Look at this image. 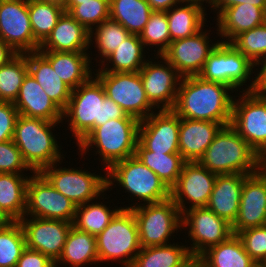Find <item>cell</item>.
<instances>
[{"label": "cell", "mask_w": 266, "mask_h": 267, "mask_svg": "<svg viewBox=\"0 0 266 267\" xmlns=\"http://www.w3.org/2000/svg\"><path fill=\"white\" fill-rule=\"evenodd\" d=\"M234 92L229 86L197 76L182 77L172 109L180 118L231 123ZM230 93V94H229Z\"/></svg>", "instance_id": "1"}, {"label": "cell", "mask_w": 266, "mask_h": 267, "mask_svg": "<svg viewBox=\"0 0 266 267\" xmlns=\"http://www.w3.org/2000/svg\"><path fill=\"white\" fill-rule=\"evenodd\" d=\"M78 145L95 127L110 119L134 118L106 96L100 80L92 75L85 83L71 92L67 107L63 110V120Z\"/></svg>", "instance_id": "2"}, {"label": "cell", "mask_w": 266, "mask_h": 267, "mask_svg": "<svg viewBox=\"0 0 266 267\" xmlns=\"http://www.w3.org/2000/svg\"><path fill=\"white\" fill-rule=\"evenodd\" d=\"M198 163L216 174L251 175L263 167V159L230 124L220 129Z\"/></svg>", "instance_id": "3"}, {"label": "cell", "mask_w": 266, "mask_h": 267, "mask_svg": "<svg viewBox=\"0 0 266 267\" xmlns=\"http://www.w3.org/2000/svg\"><path fill=\"white\" fill-rule=\"evenodd\" d=\"M139 124L136 118H120L93 128L77 145L80 156L96 147L94 152L99 154L103 163L100 170L104 168L106 173L114 163L135 155Z\"/></svg>", "instance_id": "4"}, {"label": "cell", "mask_w": 266, "mask_h": 267, "mask_svg": "<svg viewBox=\"0 0 266 267\" xmlns=\"http://www.w3.org/2000/svg\"><path fill=\"white\" fill-rule=\"evenodd\" d=\"M63 122H50L41 118L19 115L12 140L19 148L24 162L39 173L45 167L62 162L65 157L52 130ZM62 153V154H61ZM63 158V159H62Z\"/></svg>", "instance_id": "5"}, {"label": "cell", "mask_w": 266, "mask_h": 267, "mask_svg": "<svg viewBox=\"0 0 266 267\" xmlns=\"http://www.w3.org/2000/svg\"><path fill=\"white\" fill-rule=\"evenodd\" d=\"M107 190L120 186L128 192L129 197H135L138 202L125 206L131 209L137 205L158 203L170 198V189L150 168L144 165L135 155L114 163L107 170ZM116 182V184H114ZM141 200V201H139ZM135 204V205H134Z\"/></svg>", "instance_id": "6"}, {"label": "cell", "mask_w": 266, "mask_h": 267, "mask_svg": "<svg viewBox=\"0 0 266 267\" xmlns=\"http://www.w3.org/2000/svg\"><path fill=\"white\" fill-rule=\"evenodd\" d=\"M99 262L117 261L131 267L141 250L138 226L131 209H121L96 236Z\"/></svg>", "instance_id": "7"}, {"label": "cell", "mask_w": 266, "mask_h": 267, "mask_svg": "<svg viewBox=\"0 0 266 267\" xmlns=\"http://www.w3.org/2000/svg\"><path fill=\"white\" fill-rule=\"evenodd\" d=\"M258 70L255 65L238 51L231 43L219 42L209 54L198 76L210 82H217L229 86L234 92L253 91L255 77L251 78L253 71ZM253 81H252V80ZM252 82L249 85L244 84ZM250 80V81H249ZM240 87V88H239Z\"/></svg>", "instance_id": "8"}, {"label": "cell", "mask_w": 266, "mask_h": 267, "mask_svg": "<svg viewBox=\"0 0 266 267\" xmlns=\"http://www.w3.org/2000/svg\"><path fill=\"white\" fill-rule=\"evenodd\" d=\"M131 210L137 222L141 248L170 244L172 234L178 233V229L184 230L182 214L171 198L137 205Z\"/></svg>", "instance_id": "9"}, {"label": "cell", "mask_w": 266, "mask_h": 267, "mask_svg": "<svg viewBox=\"0 0 266 267\" xmlns=\"http://www.w3.org/2000/svg\"><path fill=\"white\" fill-rule=\"evenodd\" d=\"M233 100L230 125L264 159L266 157V96L239 92Z\"/></svg>", "instance_id": "10"}, {"label": "cell", "mask_w": 266, "mask_h": 267, "mask_svg": "<svg viewBox=\"0 0 266 267\" xmlns=\"http://www.w3.org/2000/svg\"><path fill=\"white\" fill-rule=\"evenodd\" d=\"M58 163L61 164L54 163L39 173L77 206L96 198L100 200V196L104 197V192L107 191V175H98L82 168H61Z\"/></svg>", "instance_id": "11"}, {"label": "cell", "mask_w": 266, "mask_h": 267, "mask_svg": "<svg viewBox=\"0 0 266 267\" xmlns=\"http://www.w3.org/2000/svg\"><path fill=\"white\" fill-rule=\"evenodd\" d=\"M93 75L102 83L106 96L127 115L142 121L157 111L147 99L139 72H96Z\"/></svg>", "instance_id": "12"}, {"label": "cell", "mask_w": 266, "mask_h": 267, "mask_svg": "<svg viewBox=\"0 0 266 267\" xmlns=\"http://www.w3.org/2000/svg\"><path fill=\"white\" fill-rule=\"evenodd\" d=\"M76 208L74 202L56 190L40 173H32L26 187L24 216L73 223Z\"/></svg>", "instance_id": "13"}, {"label": "cell", "mask_w": 266, "mask_h": 267, "mask_svg": "<svg viewBox=\"0 0 266 267\" xmlns=\"http://www.w3.org/2000/svg\"><path fill=\"white\" fill-rule=\"evenodd\" d=\"M181 225L189 227L187 245L192 257L197 260L210 247L227 240L232 234V225L206 207L191 208L182 213Z\"/></svg>", "instance_id": "14"}, {"label": "cell", "mask_w": 266, "mask_h": 267, "mask_svg": "<svg viewBox=\"0 0 266 267\" xmlns=\"http://www.w3.org/2000/svg\"><path fill=\"white\" fill-rule=\"evenodd\" d=\"M158 58L163 61L154 62ZM154 59L147 60L139 70L147 99L157 111L172 110L182 76L164 57Z\"/></svg>", "instance_id": "15"}, {"label": "cell", "mask_w": 266, "mask_h": 267, "mask_svg": "<svg viewBox=\"0 0 266 267\" xmlns=\"http://www.w3.org/2000/svg\"><path fill=\"white\" fill-rule=\"evenodd\" d=\"M0 39L17 54L38 51L28 12V0H0Z\"/></svg>", "instance_id": "16"}, {"label": "cell", "mask_w": 266, "mask_h": 267, "mask_svg": "<svg viewBox=\"0 0 266 267\" xmlns=\"http://www.w3.org/2000/svg\"><path fill=\"white\" fill-rule=\"evenodd\" d=\"M216 177V173L210 172L198 162L184 164L177 183L170 189V198L181 214L191 208L206 207ZM187 204L189 206H185Z\"/></svg>", "instance_id": "17"}, {"label": "cell", "mask_w": 266, "mask_h": 267, "mask_svg": "<svg viewBox=\"0 0 266 267\" xmlns=\"http://www.w3.org/2000/svg\"><path fill=\"white\" fill-rule=\"evenodd\" d=\"M204 27L190 37L173 40L167 50L161 55L182 77L197 76L209 54L218 45L220 40L209 43V32Z\"/></svg>", "instance_id": "18"}, {"label": "cell", "mask_w": 266, "mask_h": 267, "mask_svg": "<svg viewBox=\"0 0 266 267\" xmlns=\"http://www.w3.org/2000/svg\"><path fill=\"white\" fill-rule=\"evenodd\" d=\"M29 218V219H28ZM26 247L47 255L56 262L62 254L64 244L73 223L62 220L24 216L19 220Z\"/></svg>", "instance_id": "19"}, {"label": "cell", "mask_w": 266, "mask_h": 267, "mask_svg": "<svg viewBox=\"0 0 266 267\" xmlns=\"http://www.w3.org/2000/svg\"><path fill=\"white\" fill-rule=\"evenodd\" d=\"M180 117L173 110H160L140 121L138 142L148 151L179 153Z\"/></svg>", "instance_id": "20"}, {"label": "cell", "mask_w": 266, "mask_h": 267, "mask_svg": "<svg viewBox=\"0 0 266 267\" xmlns=\"http://www.w3.org/2000/svg\"><path fill=\"white\" fill-rule=\"evenodd\" d=\"M266 225V168L244 179L238 216L232 225L233 234Z\"/></svg>", "instance_id": "21"}, {"label": "cell", "mask_w": 266, "mask_h": 267, "mask_svg": "<svg viewBox=\"0 0 266 267\" xmlns=\"http://www.w3.org/2000/svg\"><path fill=\"white\" fill-rule=\"evenodd\" d=\"M13 104L19 115L41 118L50 122H63V110L48 97L29 73L24 77Z\"/></svg>", "instance_id": "22"}, {"label": "cell", "mask_w": 266, "mask_h": 267, "mask_svg": "<svg viewBox=\"0 0 266 267\" xmlns=\"http://www.w3.org/2000/svg\"><path fill=\"white\" fill-rule=\"evenodd\" d=\"M224 125L213 121L180 118L179 153L186 162H198Z\"/></svg>", "instance_id": "23"}, {"label": "cell", "mask_w": 266, "mask_h": 267, "mask_svg": "<svg viewBox=\"0 0 266 267\" xmlns=\"http://www.w3.org/2000/svg\"><path fill=\"white\" fill-rule=\"evenodd\" d=\"M246 174H217L206 208L233 225L239 212Z\"/></svg>", "instance_id": "24"}, {"label": "cell", "mask_w": 266, "mask_h": 267, "mask_svg": "<svg viewBox=\"0 0 266 267\" xmlns=\"http://www.w3.org/2000/svg\"><path fill=\"white\" fill-rule=\"evenodd\" d=\"M89 37L87 29L64 11L38 51L87 52Z\"/></svg>", "instance_id": "25"}, {"label": "cell", "mask_w": 266, "mask_h": 267, "mask_svg": "<svg viewBox=\"0 0 266 267\" xmlns=\"http://www.w3.org/2000/svg\"><path fill=\"white\" fill-rule=\"evenodd\" d=\"M217 18L216 34L221 42L230 43L241 33L266 22V12L254 3H242L225 8ZM226 39H224V38ZM225 40V41H224Z\"/></svg>", "instance_id": "26"}, {"label": "cell", "mask_w": 266, "mask_h": 267, "mask_svg": "<svg viewBox=\"0 0 266 267\" xmlns=\"http://www.w3.org/2000/svg\"><path fill=\"white\" fill-rule=\"evenodd\" d=\"M59 75L60 79L72 90L85 83L94 73L90 53L39 51ZM91 59V60H90Z\"/></svg>", "instance_id": "27"}, {"label": "cell", "mask_w": 266, "mask_h": 267, "mask_svg": "<svg viewBox=\"0 0 266 267\" xmlns=\"http://www.w3.org/2000/svg\"><path fill=\"white\" fill-rule=\"evenodd\" d=\"M28 73L43 88L48 97L62 110L67 107L72 89L53 70L50 62L39 52L27 53Z\"/></svg>", "instance_id": "28"}, {"label": "cell", "mask_w": 266, "mask_h": 267, "mask_svg": "<svg viewBox=\"0 0 266 267\" xmlns=\"http://www.w3.org/2000/svg\"><path fill=\"white\" fill-rule=\"evenodd\" d=\"M144 44L139 35L130 34L118 48L108 56L95 72L127 73L139 72L147 62ZM109 61V62H108ZM106 63V64H105ZM110 63V66H109ZM112 65V66H111Z\"/></svg>", "instance_id": "29"}, {"label": "cell", "mask_w": 266, "mask_h": 267, "mask_svg": "<svg viewBox=\"0 0 266 267\" xmlns=\"http://www.w3.org/2000/svg\"><path fill=\"white\" fill-rule=\"evenodd\" d=\"M98 264L96 236L81 231L72 225L68 233L61 256L55 262V267L66 264L69 267H82L88 264ZM71 265V266H70Z\"/></svg>", "instance_id": "30"}, {"label": "cell", "mask_w": 266, "mask_h": 267, "mask_svg": "<svg viewBox=\"0 0 266 267\" xmlns=\"http://www.w3.org/2000/svg\"><path fill=\"white\" fill-rule=\"evenodd\" d=\"M197 261L199 267H252L256 263L244 250L237 234L210 247Z\"/></svg>", "instance_id": "31"}, {"label": "cell", "mask_w": 266, "mask_h": 267, "mask_svg": "<svg viewBox=\"0 0 266 267\" xmlns=\"http://www.w3.org/2000/svg\"><path fill=\"white\" fill-rule=\"evenodd\" d=\"M205 8L198 3L181 2L166 11L170 40L190 37L200 31L204 26L206 27L204 25L207 22V18H205L207 11Z\"/></svg>", "instance_id": "32"}, {"label": "cell", "mask_w": 266, "mask_h": 267, "mask_svg": "<svg viewBox=\"0 0 266 267\" xmlns=\"http://www.w3.org/2000/svg\"><path fill=\"white\" fill-rule=\"evenodd\" d=\"M177 243L141 248L131 267H188L195 259Z\"/></svg>", "instance_id": "33"}, {"label": "cell", "mask_w": 266, "mask_h": 267, "mask_svg": "<svg viewBox=\"0 0 266 267\" xmlns=\"http://www.w3.org/2000/svg\"><path fill=\"white\" fill-rule=\"evenodd\" d=\"M29 178L27 174L0 173V208L13 221H19L25 215Z\"/></svg>", "instance_id": "34"}, {"label": "cell", "mask_w": 266, "mask_h": 267, "mask_svg": "<svg viewBox=\"0 0 266 267\" xmlns=\"http://www.w3.org/2000/svg\"><path fill=\"white\" fill-rule=\"evenodd\" d=\"M135 156L150 168L171 189L178 180L186 163L180 153H159L146 150L139 142Z\"/></svg>", "instance_id": "35"}, {"label": "cell", "mask_w": 266, "mask_h": 267, "mask_svg": "<svg viewBox=\"0 0 266 267\" xmlns=\"http://www.w3.org/2000/svg\"><path fill=\"white\" fill-rule=\"evenodd\" d=\"M110 18L130 34L140 35L153 10L147 0H109Z\"/></svg>", "instance_id": "36"}, {"label": "cell", "mask_w": 266, "mask_h": 267, "mask_svg": "<svg viewBox=\"0 0 266 267\" xmlns=\"http://www.w3.org/2000/svg\"><path fill=\"white\" fill-rule=\"evenodd\" d=\"M97 199L98 198H96V202L92 200V202L89 201L85 204L78 205L73 222V226L77 229L95 236L101 233L109 225L115 215L123 209V207L118 208V206H116L117 209L113 207L112 210L109 206L103 204V202H98Z\"/></svg>", "instance_id": "37"}, {"label": "cell", "mask_w": 266, "mask_h": 267, "mask_svg": "<svg viewBox=\"0 0 266 267\" xmlns=\"http://www.w3.org/2000/svg\"><path fill=\"white\" fill-rule=\"evenodd\" d=\"M60 5L42 0H28V12L34 39L41 45L64 12Z\"/></svg>", "instance_id": "38"}, {"label": "cell", "mask_w": 266, "mask_h": 267, "mask_svg": "<svg viewBox=\"0 0 266 267\" xmlns=\"http://www.w3.org/2000/svg\"><path fill=\"white\" fill-rule=\"evenodd\" d=\"M129 35L130 33L119 22L111 18L104 20L100 25L96 26L90 32L89 42L90 47L96 42L94 49L97 47L99 53L96 58L101 57L99 58L100 62H98V59L96 60L97 63L102 64Z\"/></svg>", "instance_id": "39"}, {"label": "cell", "mask_w": 266, "mask_h": 267, "mask_svg": "<svg viewBox=\"0 0 266 267\" xmlns=\"http://www.w3.org/2000/svg\"><path fill=\"white\" fill-rule=\"evenodd\" d=\"M27 73V53L17 54L0 67V102H15Z\"/></svg>", "instance_id": "40"}, {"label": "cell", "mask_w": 266, "mask_h": 267, "mask_svg": "<svg viewBox=\"0 0 266 267\" xmlns=\"http://www.w3.org/2000/svg\"><path fill=\"white\" fill-rule=\"evenodd\" d=\"M25 249V235L19 221L0 229V267H16Z\"/></svg>", "instance_id": "41"}, {"label": "cell", "mask_w": 266, "mask_h": 267, "mask_svg": "<svg viewBox=\"0 0 266 267\" xmlns=\"http://www.w3.org/2000/svg\"><path fill=\"white\" fill-rule=\"evenodd\" d=\"M145 49L157 47V56H161L171 43L166 12L153 11L145 28L139 35ZM153 45V46H152Z\"/></svg>", "instance_id": "42"}, {"label": "cell", "mask_w": 266, "mask_h": 267, "mask_svg": "<svg viewBox=\"0 0 266 267\" xmlns=\"http://www.w3.org/2000/svg\"><path fill=\"white\" fill-rule=\"evenodd\" d=\"M77 22L90 33L104 20L110 18L109 0H92L79 5H66L64 8Z\"/></svg>", "instance_id": "43"}, {"label": "cell", "mask_w": 266, "mask_h": 267, "mask_svg": "<svg viewBox=\"0 0 266 267\" xmlns=\"http://www.w3.org/2000/svg\"><path fill=\"white\" fill-rule=\"evenodd\" d=\"M230 43L256 65L266 57V22L241 33Z\"/></svg>", "instance_id": "44"}, {"label": "cell", "mask_w": 266, "mask_h": 267, "mask_svg": "<svg viewBox=\"0 0 266 267\" xmlns=\"http://www.w3.org/2000/svg\"><path fill=\"white\" fill-rule=\"evenodd\" d=\"M244 250L256 263L266 262V225L247 228L238 234Z\"/></svg>", "instance_id": "45"}, {"label": "cell", "mask_w": 266, "mask_h": 267, "mask_svg": "<svg viewBox=\"0 0 266 267\" xmlns=\"http://www.w3.org/2000/svg\"><path fill=\"white\" fill-rule=\"evenodd\" d=\"M32 171L13 140L0 143V173L23 174ZM23 171V172H22Z\"/></svg>", "instance_id": "46"}, {"label": "cell", "mask_w": 266, "mask_h": 267, "mask_svg": "<svg viewBox=\"0 0 266 267\" xmlns=\"http://www.w3.org/2000/svg\"><path fill=\"white\" fill-rule=\"evenodd\" d=\"M18 116L13 103L0 102V143L12 140Z\"/></svg>", "instance_id": "47"}, {"label": "cell", "mask_w": 266, "mask_h": 267, "mask_svg": "<svg viewBox=\"0 0 266 267\" xmlns=\"http://www.w3.org/2000/svg\"><path fill=\"white\" fill-rule=\"evenodd\" d=\"M16 267H55V262L47 255L26 247L17 261Z\"/></svg>", "instance_id": "48"}, {"label": "cell", "mask_w": 266, "mask_h": 267, "mask_svg": "<svg viewBox=\"0 0 266 267\" xmlns=\"http://www.w3.org/2000/svg\"><path fill=\"white\" fill-rule=\"evenodd\" d=\"M258 65V66H257ZM261 66V67H260ZM255 67H260L256 74L254 93L266 96V57L261 59Z\"/></svg>", "instance_id": "49"}, {"label": "cell", "mask_w": 266, "mask_h": 267, "mask_svg": "<svg viewBox=\"0 0 266 267\" xmlns=\"http://www.w3.org/2000/svg\"><path fill=\"white\" fill-rule=\"evenodd\" d=\"M150 8L153 11L166 12L177 4H180L182 0H147Z\"/></svg>", "instance_id": "50"}, {"label": "cell", "mask_w": 266, "mask_h": 267, "mask_svg": "<svg viewBox=\"0 0 266 267\" xmlns=\"http://www.w3.org/2000/svg\"><path fill=\"white\" fill-rule=\"evenodd\" d=\"M17 53L0 39V67L8 63Z\"/></svg>", "instance_id": "51"}, {"label": "cell", "mask_w": 266, "mask_h": 267, "mask_svg": "<svg viewBox=\"0 0 266 267\" xmlns=\"http://www.w3.org/2000/svg\"><path fill=\"white\" fill-rule=\"evenodd\" d=\"M244 0H213L211 10H215L218 16L225 8L231 7L233 5L242 4Z\"/></svg>", "instance_id": "52"}, {"label": "cell", "mask_w": 266, "mask_h": 267, "mask_svg": "<svg viewBox=\"0 0 266 267\" xmlns=\"http://www.w3.org/2000/svg\"><path fill=\"white\" fill-rule=\"evenodd\" d=\"M13 220L0 208V229L8 226Z\"/></svg>", "instance_id": "53"}, {"label": "cell", "mask_w": 266, "mask_h": 267, "mask_svg": "<svg viewBox=\"0 0 266 267\" xmlns=\"http://www.w3.org/2000/svg\"><path fill=\"white\" fill-rule=\"evenodd\" d=\"M243 3H254L255 6L262 8L266 12V0H244Z\"/></svg>", "instance_id": "54"}, {"label": "cell", "mask_w": 266, "mask_h": 267, "mask_svg": "<svg viewBox=\"0 0 266 267\" xmlns=\"http://www.w3.org/2000/svg\"><path fill=\"white\" fill-rule=\"evenodd\" d=\"M182 2H193V3H198L202 6H204L203 4L206 2H208V4L210 5V8L213 4V0H182Z\"/></svg>", "instance_id": "55"}, {"label": "cell", "mask_w": 266, "mask_h": 267, "mask_svg": "<svg viewBox=\"0 0 266 267\" xmlns=\"http://www.w3.org/2000/svg\"><path fill=\"white\" fill-rule=\"evenodd\" d=\"M42 1L54 3L65 8L69 0H42Z\"/></svg>", "instance_id": "56"}, {"label": "cell", "mask_w": 266, "mask_h": 267, "mask_svg": "<svg viewBox=\"0 0 266 267\" xmlns=\"http://www.w3.org/2000/svg\"><path fill=\"white\" fill-rule=\"evenodd\" d=\"M92 0H69L67 5H79L81 2H87Z\"/></svg>", "instance_id": "57"}, {"label": "cell", "mask_w": 266, "mask_h": 267, "mask_svg": "<svg viewBox=\"0 0 266 267\" xmlns=\"http://www.w3.org/2000/svg\"><path fill=\"white\" fill-rule=\"evenodd\" d=\"M188 267H199V263L197 260H194Z\"/></svg>", "instance_id": "58"}, {"label": "cell", "mask_w": 266, "mask_h": 267, "mask_svg": "<svg viewBox=\"0 0 266 267\" xmlns=\"http://www.w3.org/2000/svg\"><path fill=\"white\" fill-rule=\"evenodd\" d=\"M252 267H265V263H255Z\"/></svg>", "instance_id": "59"}, {"label": "cell", "mask_w": 266, "mask_h": 267, "mask_svg": "<svg viewBox=\"0 0 266 267\" xmlns=\"http://www.w3.org/2000/svg\"><path fill=\"white\" fill-rule=\"evenodd\" d=\"M263 166L266 168V157L263 159Z\"/></svg>", "instance_id": "60"}]
</instances>
